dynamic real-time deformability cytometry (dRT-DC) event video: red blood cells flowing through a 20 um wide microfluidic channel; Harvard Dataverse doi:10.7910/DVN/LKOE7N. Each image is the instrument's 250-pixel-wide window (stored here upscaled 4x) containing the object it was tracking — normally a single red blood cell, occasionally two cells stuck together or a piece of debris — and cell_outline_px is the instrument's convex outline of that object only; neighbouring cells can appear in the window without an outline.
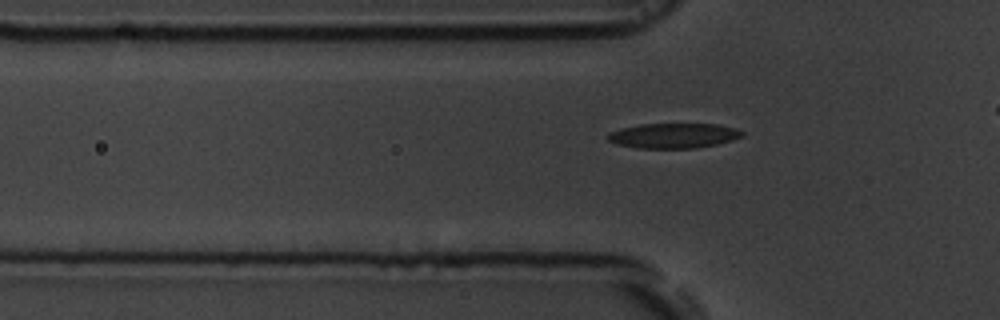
{"species": "common noctule bat (a hibernating species)", "species_latin": "Nyctalus noctula", "temperature_condition": "room temperature", "stored_images_in_passage": 38, "camera_frame_rate_fps": 3000, "um_per_image_px": 0.085, "animal": {"sex": "male", "body_mass_g": 19.5, "forearm_length_mm": 54.6}, "frame": {"image": 1, "passage_image": 10, "time_ms": 3.0, "image_size_px": [1000, 320], "cell_outline_px": [[744, 136], [732, 140], [716, 144], [696, 148], [636, 148], [616, 144], [608, 140], [608, 132], [620, 128], [640, 124], [716, 124], [736, 128], [744, 132]], "centroid_in_image_um": [57.24, 11.53], "position_along_channel_um": 68.6, "area_um2": 19.65}}
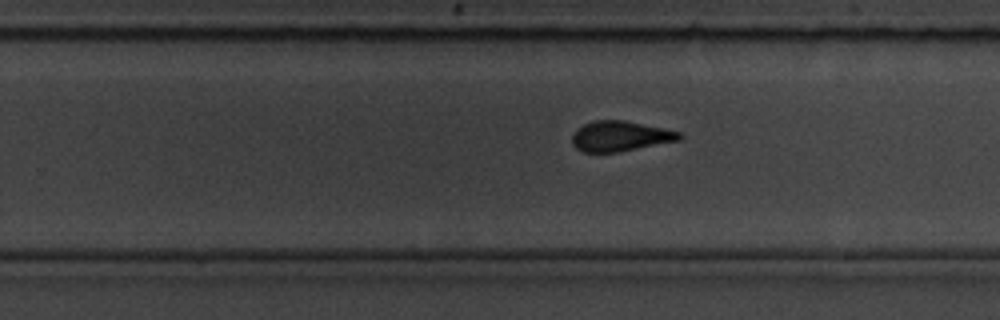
{"frame": {"image": 2, "passage_image": 27, "time_ms": 8.667, "image_size_px": [1000, 320], "cell_outline_px": [[684, 136], [680, 140], [616, 152], [584, 152], [576, 148], [572, 144], [572, 136], [576, 128], [584, 124], [596, 120], [624, 120], [664, 128], [680, 132]], "centroid_in_image_um": [52.71, 11.57], "position_along_channel_um": 277.1, "area_um2": 18.84}}
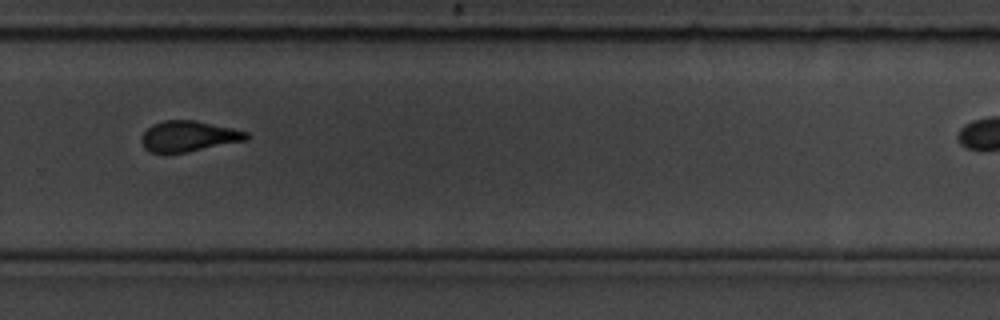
{"frame": {"image": 3, "passage_image": 30, "time_ms": 9.667, "image_size_px": [1000, 320], "cell_outline_px": [[252, 136], [248, 140], [188, 152], [164, 156], [152, 152], [144, 148], [140, 140], [140, 136], [152, 124], [164, 120], [196, 120], [232, 128], [248, 132]], "centroid_in_image_um": [16.01, 11.61], "position_along_channel_um": 313.8, "area_um2": 19.42}}